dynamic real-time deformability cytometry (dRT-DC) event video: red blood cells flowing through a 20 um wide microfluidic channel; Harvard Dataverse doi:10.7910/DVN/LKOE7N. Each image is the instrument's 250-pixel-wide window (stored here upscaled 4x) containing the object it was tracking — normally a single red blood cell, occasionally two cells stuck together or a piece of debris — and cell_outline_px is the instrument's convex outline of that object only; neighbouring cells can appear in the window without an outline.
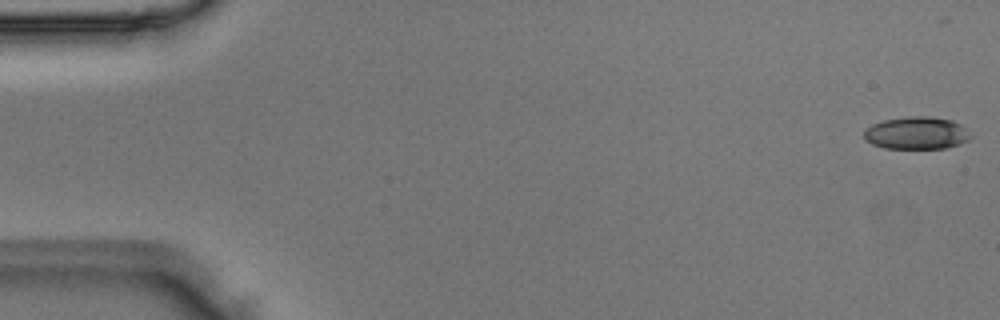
{"species": "Egyptian fruit bat (a non-hibernating species)", "species_latin": "Rousettus aegyptiacus", "temperature_condition": "room temperature", "stored_images_in_passage": 50, "camera_frame_rate_fps": 3000, "um_per_image_px": 0.085, "animal": {"sex": "male"}, "frame": {"image": 1, "passage_image": 1, "time_ms": 0.0, "image_size_px": [1000, 320], "cell_outline_px": [[972, 136], [968, 140], [960, 144], [948, 148], [884, 148], [872, 144], [864, 140], [864, 132], [872, 124], [884, 120], [908, 116], [932, 116], [952, 120], [968, 128]], "centroid_in_image_um": [77.95, 11.3], "position_along_channel_um": 7.1, "area_um2": 20.4}}
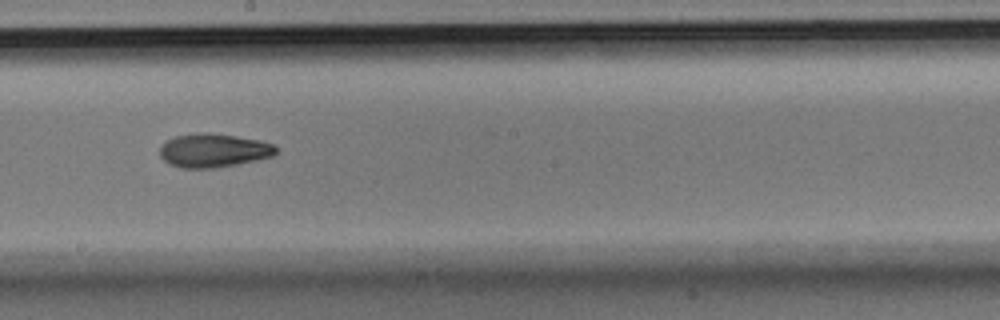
{"frame": {"image": 2, "passage_image": 28, "time_ms": 9.0, "image_size_px": [1000, 320], "cell_outline_px": [[276, 156], [236, 164], [212, 168], [180, 168], [168, 164], [160, 156], [160, 148], [168, 140], [176, 136], [204, 132], [236, 136], [260, 140], [276, 144]], "centroid_in_image_um": [18.18, 12.79], "position_along_channel_um": 230.0, "area_um2": 22.77}}
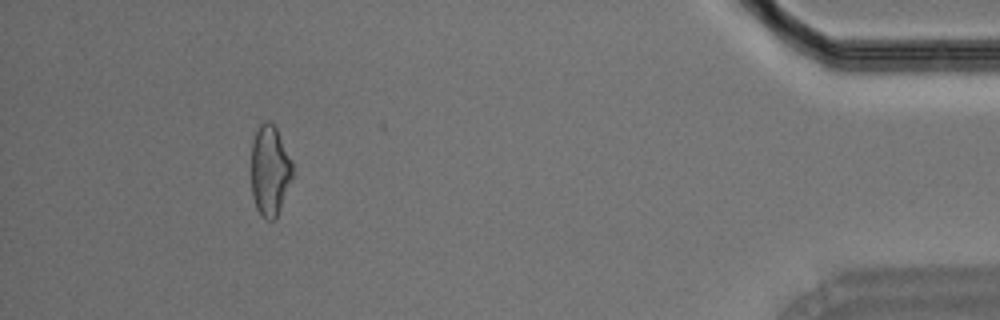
{"frame": {"image": 3, "passage_image": 46, "time_ms": 15.0, "image_size_px": [1000, 320], "cell_outline_px": [[292, 180], [276, 220], [264, 220], [260, 216], [256, 208], [252, 196], [252, 144], [256, 132], [260, 124], [264, 120], [268, 120], [276, 128], [292, 160]], "centroid_in_image_um": [22.94, 14.55], "position_along_channel_um": 412.3, "area_um2": 21.96}}